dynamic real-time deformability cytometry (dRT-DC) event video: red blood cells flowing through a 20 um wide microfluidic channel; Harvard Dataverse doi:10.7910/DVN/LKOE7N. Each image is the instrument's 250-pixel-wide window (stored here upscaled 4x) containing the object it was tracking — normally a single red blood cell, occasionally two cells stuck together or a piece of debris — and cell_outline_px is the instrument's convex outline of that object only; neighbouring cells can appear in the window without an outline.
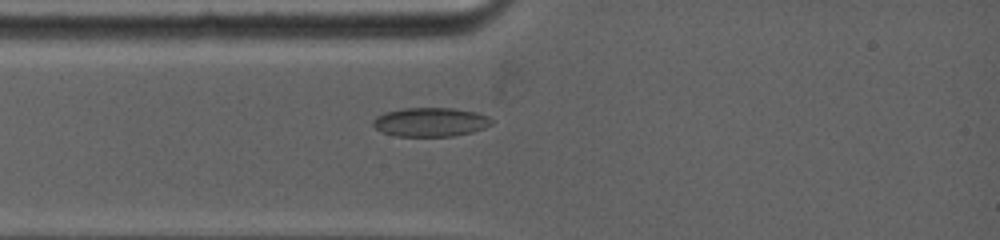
{"species": "common noctule bat (a hibernating species)", "species_latin": "Nyctalus noctula", "temperature_condition": "warm", "stored_images_in_passage": 45, "camera_frame_rate_fps": 5000, "um_per_image_px": 0.085, "animal": {"sex": "female", "body_mass_g": 19.0, "forearm_length_mm": 53.3}, "frame": {"image": 1, "passage_image": 7, "time_ms": 2.2, "image_size_px": [1000, 240], "cell_outline_px": [[492, 124], [484, 128], [472, 132], [452, 136], [396, 136], [384, 132], [376, 128], [372, 124], [372, 120], [376, 116], [384, 112], [404, 108], [452, 108], [476, 112], [488, 116], [492, 120]], "centroid_in_image_um": [36.58, 10.37], "position_along_channel_um": 48.4, "area_um2": 20.0}}
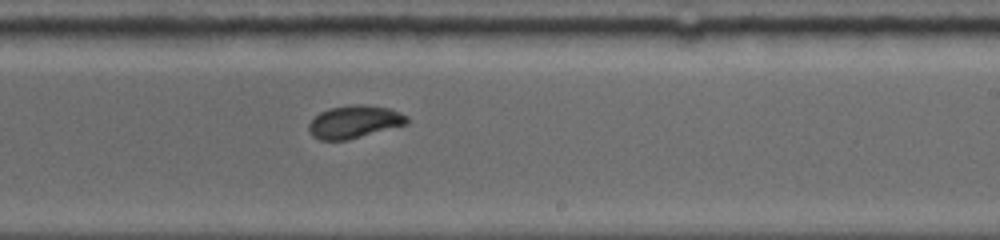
{"frame": {"image": 2, "passage_image": 23, "time_ms": 7.6, "image_size_px": [1000, 240], "cell_outline_px": [[408, 124], [348, 140], [320, 140], [312, 136], [308, 128], [308, 124], [320, 112], [328, 108], [352, 104], [368, 104], [388, 108], [400, 112], [408, 116]], "centroid_in_image_um": [30.13, 10.35], "position_along_channel_um": 258.9, "area_um2": 18.9}}
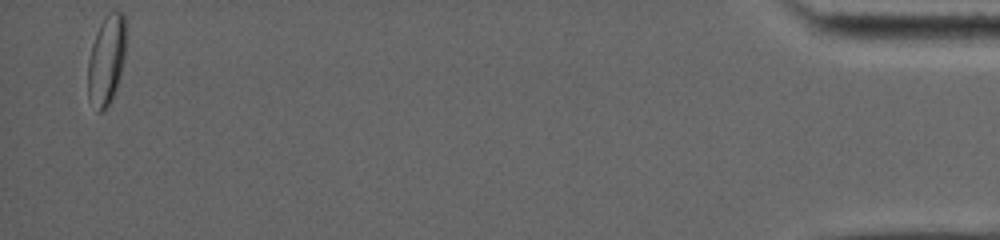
{"frame": {"image": 3, "passage_image": 45, "time_ms": 15.4, "image_size_px": [1000, 240], "cell_outline_px": [[124, 56], [116, 88], [104, 112], [96, 112], [88, 100], [88, 60], [92, 44], [96, 32], [104, 16], [108, 12], [120, 12], [124, 16]], "centroid_in_image_um": [9.0, 5.14], "position_along_channel_um": 426.2, "area_um2": 19.59}, "authors_computed_cell_mechanics": {"area_um2": 19.074, "velocity_mm_per_s": 3.8881, "shape_relaxation_time_tau1_ms": 6.7864, "shape_relaxation_time_tau2_ms": 1.2032, "deformation_change_tau1": 0.1432, "deformation_change_tau2": 0.045}}